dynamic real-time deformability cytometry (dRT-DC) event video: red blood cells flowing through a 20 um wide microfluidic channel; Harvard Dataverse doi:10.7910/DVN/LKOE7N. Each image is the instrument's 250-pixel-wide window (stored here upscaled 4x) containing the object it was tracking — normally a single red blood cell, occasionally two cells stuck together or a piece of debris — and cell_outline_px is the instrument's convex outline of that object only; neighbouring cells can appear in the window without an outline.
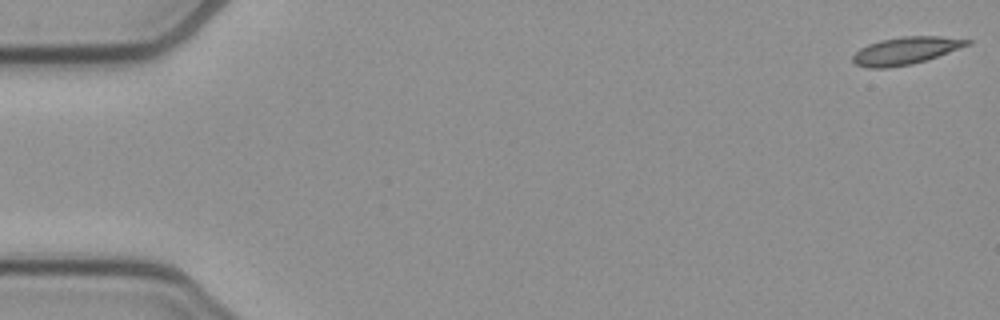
{"species": "common noctule bat (a hibernating species)", "species_latin": "Nyctalus noctula", "temperature_condition": "cold", "stored_images_in_passage": 53, "camera_frame_rate_fps": 3000, "um_per_image_px": 0.085, "animal": {"sex": "female", "body_mass_g": 21.9}, "frame": {"image": 1, "passage_image": 1, "time_ms": 0.0, "image_size_px": [1000, 320], "cell_outline_px": [[972, 44], [912, 64], [888, 68], [868, 68], [856, 64], [852, 60], [852, 56], [860, 48], [868, 44], [880, 40], [904, 36], [940, 36], [972, 40]], "centroid_in_image_um": [76.97, 4.3], "position_along_channel_um": 8.0, "area_um2": 18.15}}
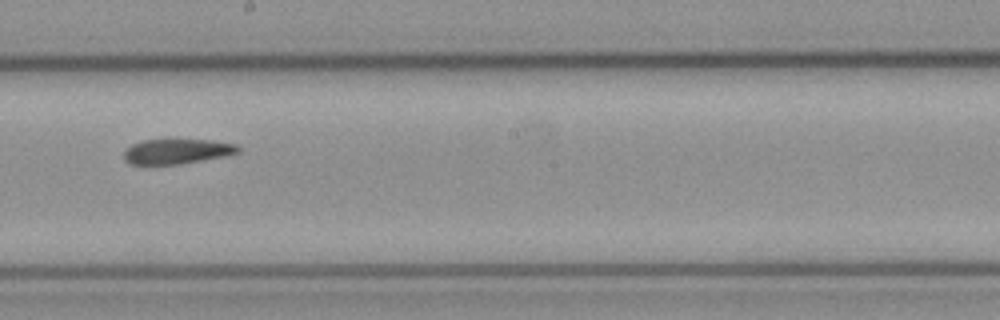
{"frame": {"image": 2, "passage_image": 30, "time_ms": 9.667, "image_size_px": [1000, 320], "cell_outline_px": [[240, 152], [224, 156], [180, 164], [144, 168], [128, 164], [124, 160], [124, 152], [132, 144], [144, 140], [164, 136], [212, 140], [236, 144], [240, 148]], "centroid_in_image_um": [14.94, 12.86], "position_along_channel_um": 233.3, "area_um2": 18.21}}
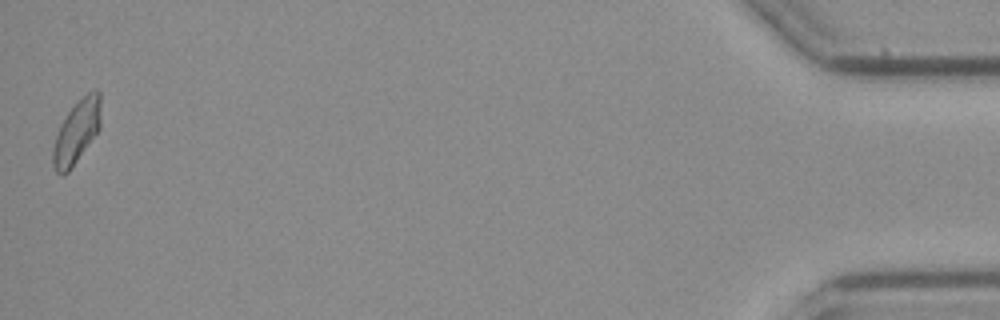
{"frame": {"image": 3, "passage_image": 53, "time_ms": 17.333, "image_size_px": [1000, 320], "cell_outline_px": [[100, 128], [72, 168], [64, 176], [56, 172], [52, 164], [52, 152], [56, 136], [60, 124], [68, 112], [88, 92], [96, 88], [100, 92]], "centroid_in_image_um": [6.51, 11.23], "position_along_channel_um": 428.7, "area_um2": 17.51}, "authors_computed_cell_mechanics": {"area_um2": 17.9758, "velocity_mm_per_s": 3.8438, "shape_relaxation_time_tau1_ms": 7.2905, "shape_relaxation_time_tau2_ms": 7.5406, "deformation_change_tau1": 0.1524, "deformation_change_tau2": 0.1493}}